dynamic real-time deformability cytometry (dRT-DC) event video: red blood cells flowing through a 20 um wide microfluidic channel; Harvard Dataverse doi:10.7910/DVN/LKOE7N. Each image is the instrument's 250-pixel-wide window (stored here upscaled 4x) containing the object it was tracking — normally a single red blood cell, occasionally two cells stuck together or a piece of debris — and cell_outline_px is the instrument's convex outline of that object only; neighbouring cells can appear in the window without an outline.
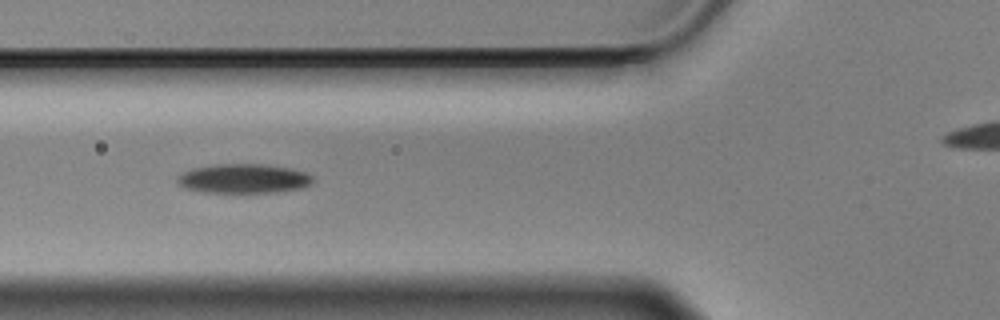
{"species": "Egyptian fruit bat (a non-hibernating species)", "species_latin": "Rousettus aegyptiacus", "temperature_condition": "cold", "stored_images_in_passage": 15, "camera_frame_rate_fps": 3000, "um_per_image_px": 0.085, "animal": {"sex": "male"}, "frame": {"image": 1, "passage_image": 9, "time_ms": 2.667, "image_size_px": [1000, 320], "cell_outline_px": [[316, 180], [312, 184], [304, 188], [276, 192], [204, 192], [184, 188], [176, 184], [176, 176], [192, 168], [216, 164], [260, 164], [292, 168], [304, 172], [312, 176]], "centroid_in_image_um": [20.71, 15.18], "position_along_channel_um": 105.1, "area_um2": 23.41}}